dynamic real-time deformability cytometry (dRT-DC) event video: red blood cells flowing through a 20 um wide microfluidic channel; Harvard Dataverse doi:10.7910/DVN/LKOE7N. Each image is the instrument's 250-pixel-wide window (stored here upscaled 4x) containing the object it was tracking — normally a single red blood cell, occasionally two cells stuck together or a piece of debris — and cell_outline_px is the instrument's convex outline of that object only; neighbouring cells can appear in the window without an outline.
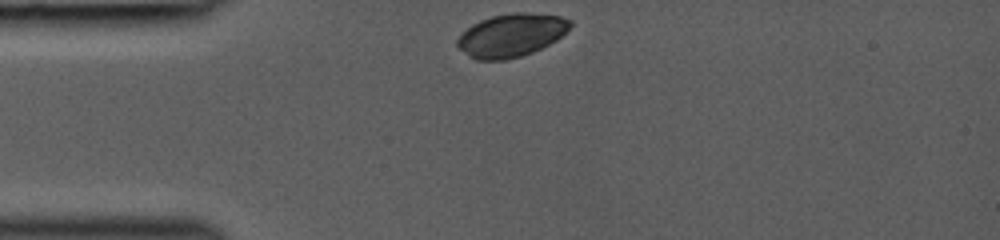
{"species": "common noctule bat (a hibernating species)", "species_latin": "Nyctalus noctula", "temperature_condition": "room temperature", "stored_images_in_passage": 29, "camera_frame_rate_fps": 3000, "um_per_image_px": 0.085, "animal": {"sex": "female", "body_mass_g": 19.0, "forearm_length_mm": 53.3}, "frame": {"image": 1, "passage_image": 1, "time_ms": 0.0, "image_size_px": [1000, 240], "cell_outline_px": [[572, 24], [556, 40], [532, 52], [520, 56], [504, 60], [476, 60], [468, 56], [456, 44], [456, 40], [472, 24], [480, 20], [492, 16], [512, 12], [528, 12], [560, 16], [572, 20]], "centroid_in_image_um": [43.45, 2.98], "position_along_channel_um": 41.6, "area_um2": 28.15}}
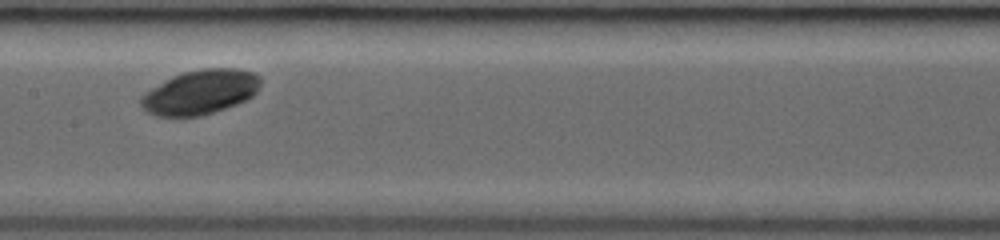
{"frame": {"image": 2, "passage_image": 13, "time_ms": 4.0, "image_size_px": [1000, 240], "cell_outline_px": [[260, 84], [256, 92], [252, 96], [236, 104], [200, 116], [156, 116], [148, 112], [140, 104], [140, 96], [144, 92], [172, 76], [184, 72], [204, 68], [236, 68], [252, 72], [260, 76]], "centroid_in_image_um": [17.0, 7.82], "position_along_channel_um": 190.4, "area_um2": 30.81}}
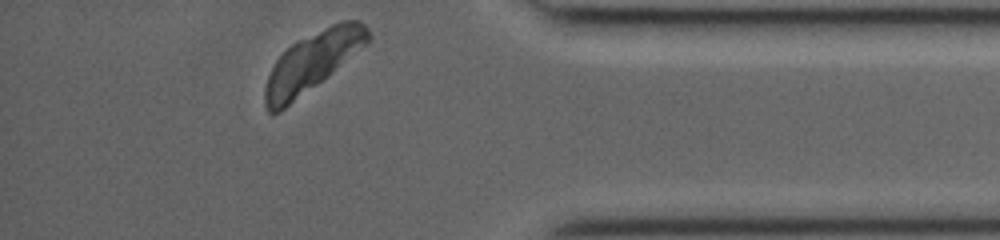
{"frame": {"image": 3, "passage_image": 29, "time_ms": 9.333, "image_size_px": [1000, 240], "cell_outline_px": [[372, 40], [368, 44], [280, 112], [268, 112], [264, 104], [264, 88], [268, 76], [276, 60], [292, 44], [332, 24], [344, 20], [360, 20], [368, 28], [372, 36]], "centroid_in_image_um": [26.58, 5.24], "position_along_channel_um": 408.6, "area_um2": 34.97}}